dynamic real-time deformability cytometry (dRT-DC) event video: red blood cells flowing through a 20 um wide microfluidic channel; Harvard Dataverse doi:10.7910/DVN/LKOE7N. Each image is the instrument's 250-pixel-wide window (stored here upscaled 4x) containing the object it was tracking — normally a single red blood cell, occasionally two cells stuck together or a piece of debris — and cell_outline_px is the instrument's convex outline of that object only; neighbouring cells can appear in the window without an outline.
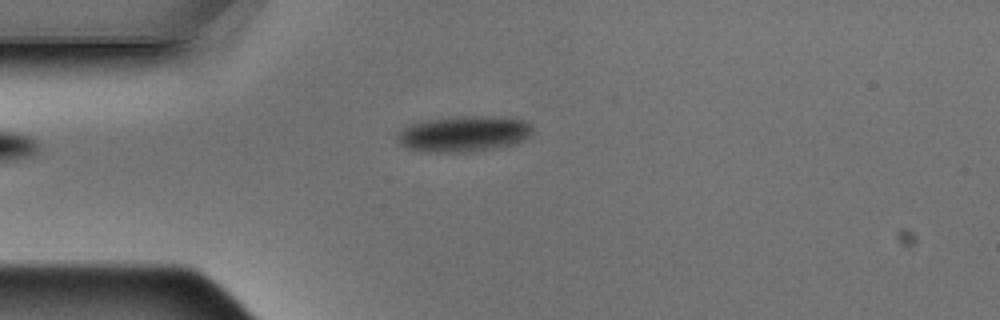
{"species": "Egyptian fruit bat (a non-hibernating species)", "species_latin": "Rousettus aegyptiacus", "temperature_condition": "warm", "stored_images_in_passage": 3, "camera_frame_rate_fps": 3000, "um_per_image_px": 0.085, "animal": {"sex": "male"}, "frame": {"image": 1, "passage_image": 3, "time_ms": 0.667, "image_size_px": [1000, 320], "cell_outline_px": [[532, 136], [516, 144], [468, 152], [432, 152], [408, 148], [400, 144], [396, 140], [396, 132], [408, 124], [420, 120], [460, 116], [492, 116], [528, 120], [532, 124]], "centroid_in_image_um": [39.42, 11.36], "position_along_channel_um": 45.6, "area_um2": 28.78}}